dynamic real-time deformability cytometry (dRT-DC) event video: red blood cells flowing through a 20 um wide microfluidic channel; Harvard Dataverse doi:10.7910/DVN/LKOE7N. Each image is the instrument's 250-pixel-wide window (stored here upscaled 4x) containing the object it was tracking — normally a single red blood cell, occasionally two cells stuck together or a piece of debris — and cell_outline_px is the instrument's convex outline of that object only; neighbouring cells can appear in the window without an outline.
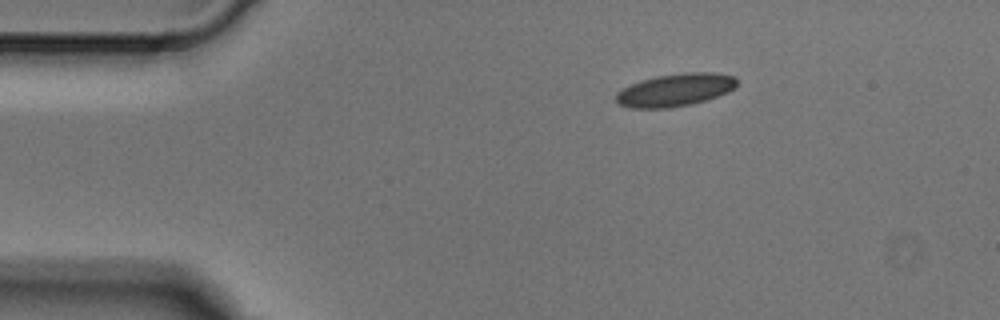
{"species": "Egyptian fruit bat (a non-hibernating species)", "species_latin": "Rousettus aegyptiacus", "temperature_condition": "cold", "stored_images_in_passage": 3, "camera_frame_rate_fps": 3000, "um_per_image_px": 0.085, "animal": {"sex": "male"}, "frame": {"image": 1, "passage_image": 1, "time_ms": 0.0, "image_size_px": [1000, 320], "cell_outline_px": [[736, 84], [728, 92], [692, 104], [668, 108], [632, 108], [616, 104], [616, 92], [632, 84], [656, 76], [684, 72], [716, 72], [736, 76]], "centroid_in_image_um": [57.39, 7.64], "position_along_channel_um": 27.6, "area_um2": 22.95}}
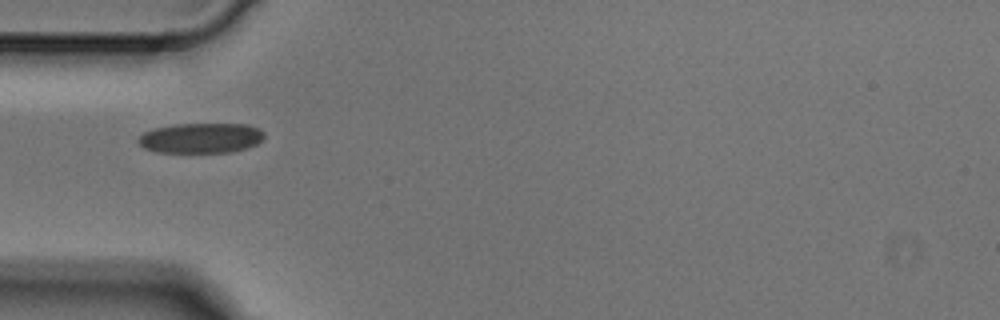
{"frame": {"image": 2, "passage_image": 3, "time_ms": 0.667, "image_size_px": [1000, 320], "cell_outline_px": [[264, 136], [256, 144], [248, 148], [232, 152], [156, 152], [144, 148], [136, 140], [144, 132], [156, 128], [176, 124], [244, 124], [260, 128], [264, 132]], "centroid_in_image_um": [17.09, 11.73], "position_along_channel_um": 67.9, "area_um2": 22.08}}